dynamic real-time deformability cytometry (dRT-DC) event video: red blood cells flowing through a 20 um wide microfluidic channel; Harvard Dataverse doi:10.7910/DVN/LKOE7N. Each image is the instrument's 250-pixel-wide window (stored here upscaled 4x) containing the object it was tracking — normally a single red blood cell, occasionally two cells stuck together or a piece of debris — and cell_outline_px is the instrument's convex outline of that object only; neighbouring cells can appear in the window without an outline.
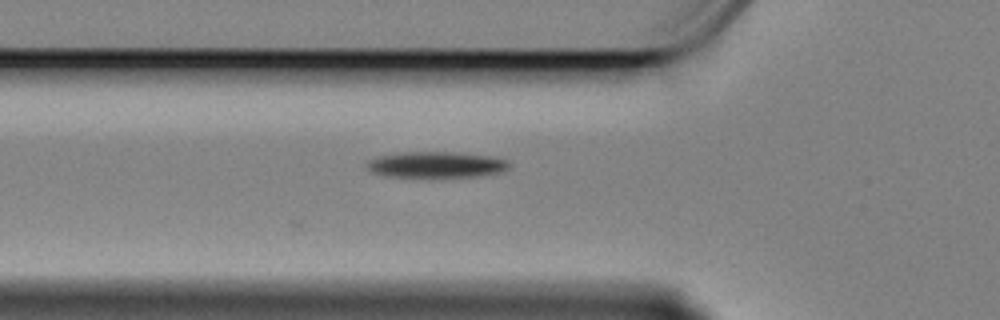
{"species": "Egyptian fruit bat (a non-hibernating species)", "species_latin": "Rousettus aegyptiacus", "temperature_condition": "cold", "stored_images_in_passage": 4, "camera_frame_rate_fps": 3000, "um_per_image_px": 0.085, "animal": {"sex": "female"}, "frame": {"image": 1, "passage_image": 4, "time_ms": 1.0, "image_size_px": [1000, 320], "cell_outline_px": [[512, 164], [508, 168], [500, 172], [480, 176], [384, 176], [372, 172], [364, 164], [368, 160], [380, 156], [400, 152], [452, 152], [492, 156], [508, 160]], "centroid_in_image_um": [37.09, 13.98], "position_along_channel_um": 88.7, "area_um2": 21.44}}